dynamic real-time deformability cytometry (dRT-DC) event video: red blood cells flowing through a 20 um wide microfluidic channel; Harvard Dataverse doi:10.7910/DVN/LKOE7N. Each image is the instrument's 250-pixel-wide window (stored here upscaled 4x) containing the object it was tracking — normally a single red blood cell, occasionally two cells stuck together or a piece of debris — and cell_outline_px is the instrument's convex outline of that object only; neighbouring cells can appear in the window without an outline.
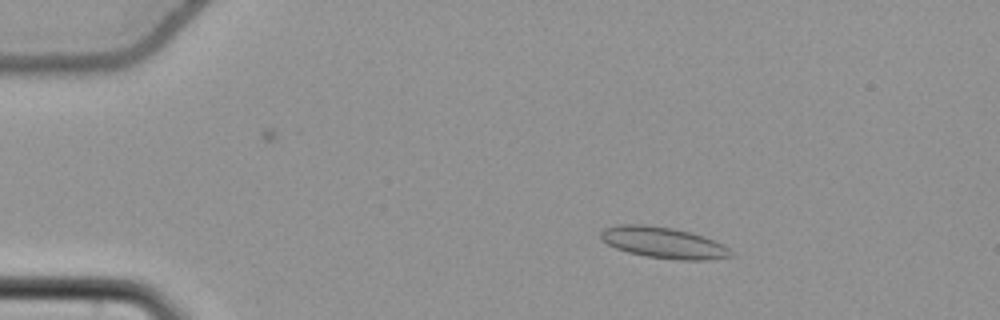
{"species": "common noctule bat (a hibernating species)", "species_latin": "Nyctalus noctula", "temperature_condition": "cold", "stored_images_in_passage": 57, "camera_frame_rate_fps": 3000, "um_per_image_px": 0.085, "animal": {"sex": "female", "body_mass_g": 22.7, "forearm_length_mm": 54.2}, "frame": {"image": 1, "passage_image": 11, "time_ms": 3.333, "image_size_px": [1000, 320], "cell_outline_px": [[736, 256], [708, 260], [680, 260], [644, 256], [628, 252], [616, 248], [608, 244], [600, 236], [600, 232], [604, 228], [620, 224], [644, 224], [672, 228], [704, 236], [724, 244]], "centroid_in_image_um": [56.43, 20.63], "position_along_channel_um": 28.6, "area_um2": 23.7}}
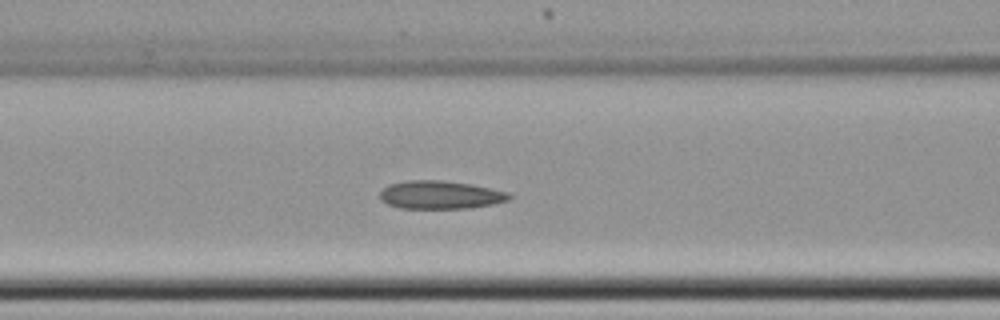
{"frame": {"image": 2, "passage_image": 25, "time_ms": 8.0, "image_size_px": [1000, 320], "cell_outline_px": [[512, 196], [508, 200], [492, 204], [472, 208], [400, 208], [388, 204], [380, 200], [380, 192], [388, 184], [408, 180], [440, 180], [472, 184], [508, 192]], "centroid_in_image_um": [37.41, 16.56], "position_along_channel_um": 129.2, "area_um2": 21.21}}
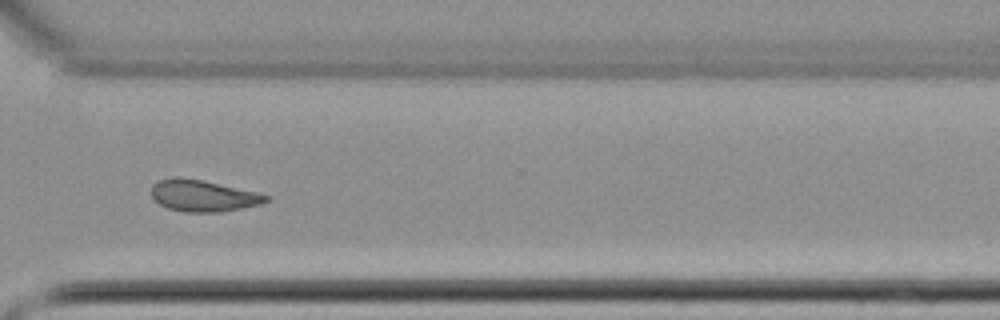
{"frame": {"image": 3, "passage_image": 43, "time_ms": 14.0, "image_size_px": [1000, 320], "cell_outline_px": [[272, 200], [260, 204], [220, 212], [184, 212], [168, 208], [160, 204], [152, 196], [152, 184], [156, 180], [172, 176], [176, 176], [204, 180], [256, 192], [272, 196]], "centroid_in_image_um": [17.26, 16.62], "position_along_channel_um": 353.3, "area_um2": 21.27}, "authors_computed_cell_mechanics": {"area_um2": 21.5594, "velocity_mm_per_s": 3.7274, "shape_relaxation_time_tau1_ms": null, "shape_relaxation_time_tau2_ms": 3.2477, "deformation_change_tau1": null, "deformation_change_tau2": 0.0809}}